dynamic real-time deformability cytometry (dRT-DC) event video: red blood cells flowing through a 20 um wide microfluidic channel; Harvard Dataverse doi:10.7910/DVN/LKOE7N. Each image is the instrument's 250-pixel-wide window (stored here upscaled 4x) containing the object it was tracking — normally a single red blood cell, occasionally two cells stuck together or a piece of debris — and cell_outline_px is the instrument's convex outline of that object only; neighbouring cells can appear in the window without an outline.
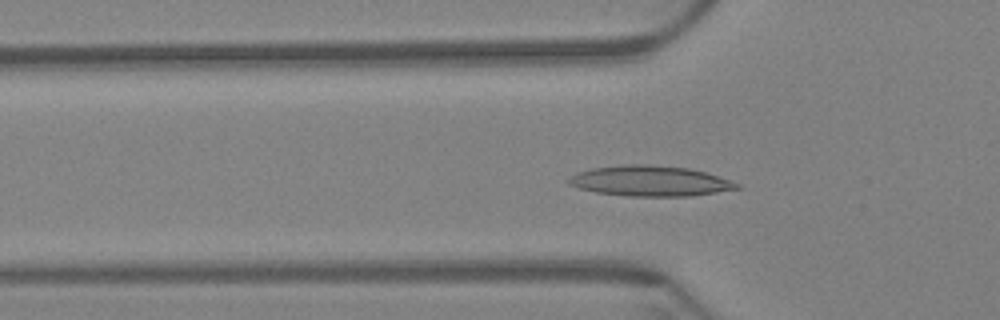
{"species": "Egyptian fruit bat (a non-hibernating species)", "species_latin": "Rousettus aegyptiacus", "temperature_condition": "warm", "stored_images_in_passage": 62, "segment_of_instrument_passage": [1, 2], "camera_frame_rate_fps": 3000, "um_per_image_px": 0.085, "animal": {"sex": "female"}, "frame": {"image": 1, "passage_image": 20, "time_ms": 6.333, "image_size_px": [1000, 320], "cell_outline_px": [[744, 188], [692, 196], [628, 196], [596, 192], [580, 188], [568, 184], [564, 180], [568, 176], [576, 172], [592, 168], [624, 164], [644, 164], [688, 168], [704, 172], [740, 184]], "centroid_in_image_um": [55.21, 15.38], "position_along_channel_um": 70.6, "area_um2": 29.94}}
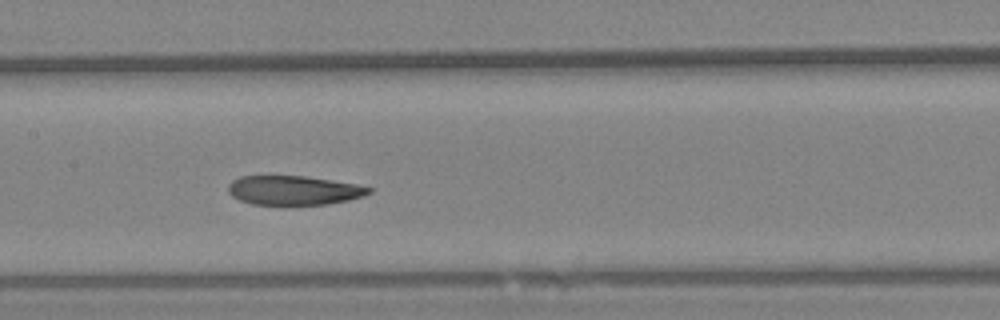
{"frame": {"image": 2, "passage_image": 30, "time_ms": 9.667, "image_size_px": [1000, 320], "cell_outline_px": [[372, 192], [364, 196], [348, 200], [328, 204], [284, 208], [252, 204], [240, 200], [232, 196], [228, 192], [228, 184], [232, 180], [240, 176], [304, 176], [356, 184], [372, 188]], "centroid_in_image_um": [24.94, 16.23], "position_along_channel_um": 182.5, "area_um2": 24.91}}
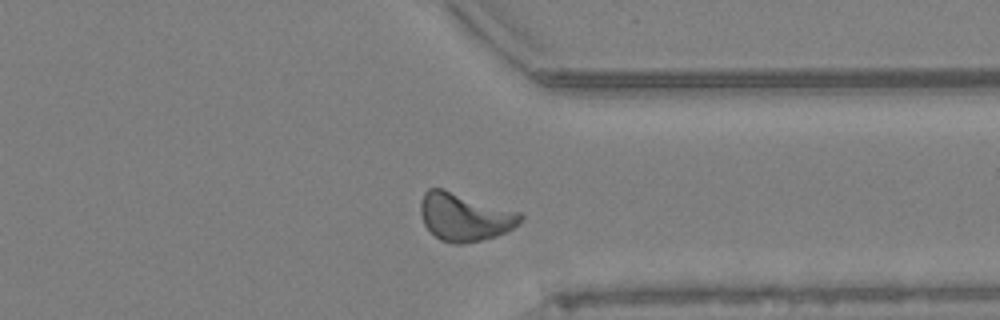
{"frame": {"image": 3, "passage_image": 47, "time_ms": 15.333, "image_size_px": [1000, 320], "cell_outline_px": [[524, 216], [508, 232], [496, 236], [480, 240], [460, 244], [452, 244], [440, 240], [424, 224], [420, 212], [420, 204], [424, 192], [428, 188], [444, 188], [520, 212]], "centroid_in_image_um": [39.47, 18.42], "position_along_channel_um": 371.9, "area_um2": 27.92}}